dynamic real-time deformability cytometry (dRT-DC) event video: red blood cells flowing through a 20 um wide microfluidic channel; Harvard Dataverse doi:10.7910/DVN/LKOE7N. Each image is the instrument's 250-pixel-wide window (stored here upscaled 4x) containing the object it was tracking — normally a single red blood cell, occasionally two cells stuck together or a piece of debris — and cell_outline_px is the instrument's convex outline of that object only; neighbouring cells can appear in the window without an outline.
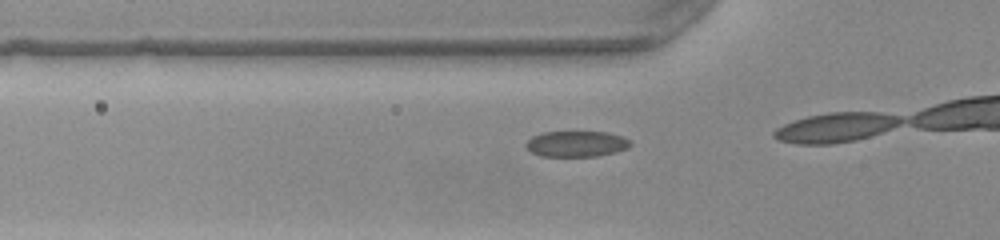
{"species": "common noctule bat (a hibernating species)", "species_latin": "Nyctalus noctula", "temperature_condition": "warm", "stored_images_in_passage": 16, "camera_frame_rate_fps": 3000, "um_per_image_px": 0.085, "animal": {"sex": "female", "body_mass_g": 22.0, "forearm_length_mm": 56.7}, "frame": {"image": 1, "passage_image": 12, "time_ms": 3.667, "image_size_px": [1000, 240], "cell_outline_px": [[632, 144], [628, 148], [616, 152], [596, 156], [540, 156], [524, 148], [524, 144], [532, 136], [544, 132], [604, 132], [620, 136], [628, 140]], "centroid_in_image_um": [48.95, 12.23], "position_along_channel_um": 76.9, "area_um2": 15.66}}